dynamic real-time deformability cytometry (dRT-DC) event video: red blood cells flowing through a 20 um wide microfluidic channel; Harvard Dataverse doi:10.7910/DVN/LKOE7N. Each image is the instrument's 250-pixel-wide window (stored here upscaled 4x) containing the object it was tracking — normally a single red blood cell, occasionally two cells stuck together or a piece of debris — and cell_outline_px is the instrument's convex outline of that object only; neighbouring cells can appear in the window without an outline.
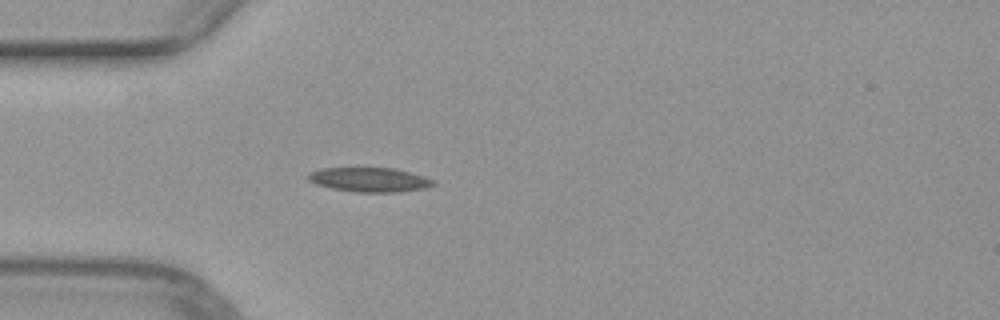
{"species": "common noctule bat (a hibernating species)", "species_latin": "Nyctalus noctula", "temperature_condition": "warm", "stored_images_in_passage": 9, "camera_frame_rate_fps": 3000, "um_per_image_px": 0.085, "animal": {"sex": "female", "body_mass_g": 29.2, "forearm_length_mm": 56.3}, "frame": {"image": 1, "passage_image": 1, "time_ms": 0.0, "image_size_px": [1000, 320], "cell_outline_px": [[436, 184], [424, 188], [396, 192], [356, 192], [332, 188], [316, 184], [308, 180], [308, 172], [320, 168], [396, 168], [412, 172], [436, 180]], "centroid_in_image_um": [31.43, 15.26], "position_along_channel_um": 53.6, "area_um2": 17.86}}
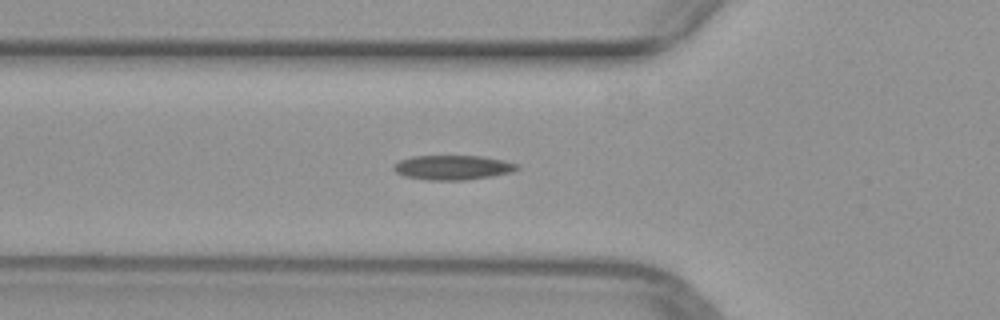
{"frame": {"image": 2, "passage_image": 4, "time_ms": 1.0, "image_size_px": [1000, 320], "cell_outline_px": [[520, 168], [512, 172], [492, 176], [464, 180], [428, 180], [404, 176], [396, 172], [392, 168], [392, 164], [400, 160], [412, 156], [484, 156], [504, 160], [520, 164]], "centroid_in_image_um": [38.5, 14.23], "position_along_channel_um": 87.3, "area_um2": 17.86}}
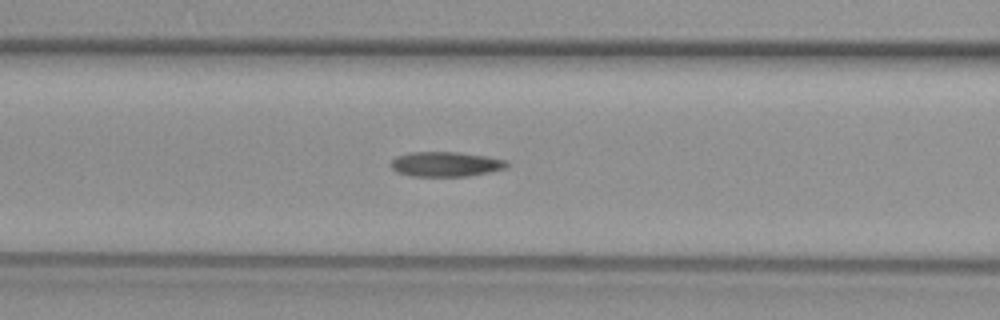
{"frame": {"image": 3, "passage_image": 7, "time_ms": 2.0, "image_size_px": [1000, 320], "cell_outline_px": [[508, 168], [468, 176], [412, 176], [396, 172], [388, 164], [396, 156], [408, 152], [460, 152], [488, 156], [508, 160]], "centroid_in_image_um": [37.88, 13.94], "position_along_channel_um": 128.7, "area_um2": 17.05}}